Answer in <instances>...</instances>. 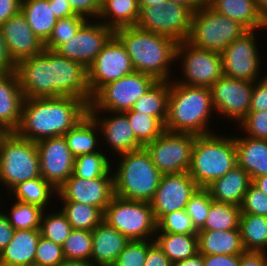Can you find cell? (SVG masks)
<instances>
[{
  "label": "cell",
  "mask_w": 267,
  "mask_h": 266,
  "mask_svg": "<svg viewBox=\"0 0 267 266\" xmlns=\"http://www.w3.org/2000/svg\"><path fill=\"white\" fill-rule=\"evenodd\" d=\"M89 103L71 96L24 98L15 133L32 142L64 136L88 114Z\"/></svg>",
  "instance_id": "obj_1"
},
{
  "label": "cell",
  "mask_w": 267,
  "mask_h": 266,
  "mask_svg": "<svg viewBox=\"0 0 267 266\" xmlns=\"http://www.w3.org/2000/svg\"><path fill=\"white\" fill-rule=\"evenodd\" d=\"M114 35L125 46L135 72L151 75L157 81H171L176 76L173 67L177 71L178 42L173 38L137 26L116 29Z\"/></svg>",
  "instance_id": "obj_2"
},
{
  "label": "cell",
  "mask_w": 267,
  "mask_h": 266,
  "mask_svg": "<svg viewBox=\"0 0 267 266\" xmlns=\"http://www.w3.org/2000/svg\"><path fill=\"white\" fill-rule=\"evenodd\" d=\"M214 115L210 88L188 86L174 79L170 81L165 130L196 136L210 134L216 132L211 128L213 121L218 124Z\"/></svg>",
  "instance_id": "obj_3"
},
{
  "label": "cell",
  "mask_w": 267,
  "mask_h": 266,
  "mask_svg": "<svg viewBox=\"0 0 267 266\" xmlns=\"http://www.w3.org/2000/svg\"><path fill=\"white\" fill-rule=\"evenodd\" d=\"M112 158L115 160H112L115 196L126 200L150 202L159 186L162 174L152 162L146 148Z\"/></svg>",
  "instance_id": "obj_4"
},
{
  "label": "cell",
  "mask_w": 267,
  "mask_h": 266,
  "mask_svg": "<svg viewBox=\"0 0 267 266\" xmlns=\"http://www.w3.org/2000/svg\"><path fill=\"white\" fill-rule=\"evenodd\" d=\"M219 132L195 138L188 173L199 187L206 188L237 165L234 134Z\"/></svg>",
  "instance_id": "obj_5"
},
{
  "label": "cell",
  "mask_w": 267,
  "mask_h": 266,
  "mask_svg": "<svg viewBox=\"0 0 267 266\" xmlns=\"http://www.w3.org/2000/svg\"><path fill=\"white\" fill-rule=\"evenodd\" d=\"M36 142L9 132L0 145V186L7 194L19 183L40 177Z\"/></svg>",
  "instance_id": "obj_6"
},
{
  "label": "cell",
  "mask_w": 267,
  "mask_h": 266,
  "mask_svg": "<svg viewBox=\"0 0 267 266\" xmlns=\"http://www.w3.org/2000/svg\"><path fill=\"white\" fill-rule=\"evenodd\" d=\"M247 31L239 22L217 13L206 4L193 14L187 42L198 49L221 53Z\"/></svg>",
  "instance_id": "obj_7"
},
{
  "label": "cell",
  "mask_w": 267,
  "mask_h": 266,
  "mask_svg": "<svg viewBox=\"0 0 267 266\" xmlns=\"http://www.w3.org/2000/svg\"><path fill=\"white\" fill-rule=\"evenodd\" d=\"M103 221L133 240H154L157 222L150 202L114 196L104 211Z\"/></svg>",
  "instance_id": "obj_8"
},
{
  "label": "cell",
  "mask_w": 267,
  "mask_h": 266,
  "mask_svg": "<svg viewBox=\"0 0 267 266\" xmlns=\"http://www.w3.org/2000/svg\"><path fill=\"white\" fill-rule=\"evenodd\" d=\"M263 30L267 31V29L248 30L221 52L223 76L256 82L267 74V69L266 73L263 70L266 65L263 63L264 54H261L263 52L259 49L260 43L257 37L259 36L257 33Z\"/></svg>",
  "instance_id": "obj_9"
},
{
  "label": "cell",
  "mask_w": 267,
  "mask_h": 266,
  "mask_svg": "<svg viewBox=\"0 0 267 266\" xmlns=\"http://www.w3.org/2000/svg\"><path fill=\"white\" fill-rule=\"evenodd\" d=\"M177 63V70L181 68L182 74H179L180 78L177 75L173 79L180 84L210 88L223 76L221 53L198 49L187 41L178 42Z\"/></svg>",
  "instance_id": "obj_10"
},
{
  "label": "cell",
  "mask_w": 267,
  "mask_h": 266,
  "mask_svg": "<svg viewBox=\"0 0 267 266\" xmlns=\"http://www.w3.org/2000/svg\"><path fill=\"white\" fill-rule=\"evenodd\" d=\"M157 80L148 74L133 72L103 85L93 96L88 111L125 112Z\"/></svg>",
  "instance_id": "obj_11"
},
{
  "label": "cell",
  "mask_w": 267,
  "mask_h": 266,
  "mask_svg": "<svg viewBox=\"0 0 267 266\" xmlns=\"http://www.w3.org/2000/svg\"><path fill=\"white\" fill-rule=\"evenodd\" d=\"M194 12L178 3L167 2L144 7L140 11L137 27L173 38L177 42L187 41L192 28Z\"/></svg>",
  "instance_id": "obj_12"
},
{
  "label": "cell",
  "mask_w": 267,
  "mask_h": 266,
  "mask_svg": "<svg viewBox=\"0 0 267 266\" xmlns=\"http://www.w3.org/2000/svg\"><path fill=\"white\" fill-rule=\"evenodd\" d=\"M196 135L165 130L145 146L162 175L188 172Z\"/></svg>",
  "instance_id": "obj_13"
},
{
  "label": "cell",
  "mask_w": 267,
  "mask_h": 266,
  "mask_svg": "<svg viewBox=\"0 0 267 266\" xmlns=\"http://www.w3.org/2000/svg\"><path fill=\"white\" fill-rule=\"evenodd\" d=\"M210 90L217 120L223 118L236 127L249 113L253 82L222 76Z\"/></svg>",
  "instance_id": "obj_14"
},
{
  "label": "cell",
  "mask_w": 267,
  "mask_h": 266,
  "mask_svg": "<svg viewBox=\"0 0 267 266\" xmlns=\"http://www.w3.org/2000/svg\"><path fill=\"white\" fill-rule=\"evenodd\" d=\"M88 86L93 96L103 85L134 72L125 46L114 35L87 68Z\"/></svg>",
  "instance_id": "obj_15"
},
{
  "label": "cell",
  "mask_w": 267,
  "mask_h": 266,
  "mask_svg": "<svg viewBox=\"0 0 267 266\" xmlns=\"http://www.w3.org/2000/svg\"><path fill=\"white\" fill-rule=\"evenodd\" d=\"M113 36L114 30L102 22L88 20L74 37L63 43L56 51L88 68Z\"/></svg>",
  "instance_id": "obj_16"
},
{
  "label": "cell",
  "mask_w": 267,
  "mask_h": 266,
  "mask_svg": "<svg viewBox=\"0 0 267 266\" xmlns=\"http://www.w3.org/2000/svg\"><path fill=\"white\" fill-rule=\"evenodd\" d=\"M114 193V176L85 179L73 174L57 189L56 201H73L95 206L103 213Z\"/></svg>",
  "instance_id": "obj_17"
},
{
  "label": "cell",
  "mask_w": 267,
  "mask_h": 266,
  "mask_svg": "<svg viewBox=\"0 0 267 266\" xmlns=\"http://www.w3.org/2000/svg\"><path fill=\"white\" fill-rule=\"evenodd\" d=\"M52 97L71 96L86 100L92 96L88 86V70L80 62L51 50Z\"/></svg>",
  "instance_id": "obj_18"
},
{
  "label": "cell",
  "mask_w": 267,
  "mask_h": 266,
  "mask_svg": "<svg viewBox=\"0 0 267 266\" xmlns=\"http://www.w3.org/2000/svg\"><path fill=\"white\" fill-rule=\"evenodd\" d=\"M88 113L100 128L102 149L105 148V152H108L110 157L143 148L124 112L88 111Z\"/></svg>",
  "instance_id": "obj_19"
},
{
  "label": "cell",
  "mask_w": 267,
  "mask_h": 266,
  "mask_svg": "<svg viewBox=\"0 0 267 266\" xmlns=\"http://www.w3.org/2000/svg\"><path fill=\"white\" fill-rule=\"evenodd\" d=\"M198 188L188 172L162 175L154 197L150 201L156 222L168 213L185 209Z\"/></svg>",
  "instance_id": "obj_20"
},
{
  "label": "cell",
  "mask_w": 267,
  "mask_h": 266,
  "mask_svg": "<svg viewBox=\"0 0 267 266\" xmlns=\"http://www.w3.org/2000/svg\"><path fill=\"white\" fill-rule=\"evenodd\" d=\"M40 175L56 190L73 174L74 159L64 136L36 142Z\"/></svg>",
  "instance_id": "obj_21"
},
{
  "label": "cell",
  "mask_w": 267,
  "mask_h": 266,
  "mask_svg": "<svg viewBox=\"0 0 267 266\" xmlns=\"http://www.w3.org/2000/svg\"><path fill=\"white\" fill-rule=\"evenodd\" d=\"M15 72L24 98L52 97L51 50L21 60Z\"/></svg>",
  "instance_id": "obj_22"
},
{
  "label": "cell",
  "mask_w": 267,
  "mask_h": 266,
  "mask_svg": "<svg viewBox=\"0 0 267 266\" xmlns=\"http://www.w3.org/2000/svg\"><path fill=\"white\" fill-rule=\"evenodd\" d=\"M1 29L10 56L16 64L44 50V42L32 31L21 11L2 24Z\"/></svg>",
  "instance_id": "obj_23"
},
{
  "label": "cell",
  "mask_w": 267,
  "mask_h": 266,
  "mask_svg": "<svg viewBox=\"0 0 267 266\" xmlns=\"http://www.w3.org/2000/svg\"><path fill=\"white\" fill-rule=\"evenodd\" d=\"M24 96L16 72L0 73V126L15 132L20 124Z\"/></svg>",
  "instance_id": "obj_24"
},
{
  "label": "cell",
  "mask_w": 267,
  "mask_h": 266,
  "mask_svg": "<svg viewBox=\"0 0 267 266\" xmlns=\"http://www.w3.org/2000/svg\"><path fill=\"white\" fill-rule=\"evenodd\" d=\"M92 240L91 263L93 266H112L130 241L105 221L92 230Z\"/></svg>",
  "instance_id": "obj_25"
},
{
  "label": "cell",
  "mask_w": 267,
  "mask_h": 266,
  "mask_svg": "<svg viewBox=\"0 0 267 266\" xmlns=\"http://www.w3.org/2000/svg\"><path fill=\"white\" fill-rule=\"evenodd\" d=\"M251 183L249 173L236 165L223 177L215 179L206 188L214 201L241 207L245 193Z\"/></svg>",
  "instance_id": "obj_26"
},
{
  "label": "cell",
  "mask_w": 267,
  "mask_h": 266,
  "mask_svg": "<svg viewBox=\"0 0 267 266\" xmlns=\"http://www.w3.org/2000/svg\"><path fill=\"white\" fill-rule=\"evenodd\" d=\"M234 134L237 165L249 173L251 180L267 175V140Z\"/></svg>",
  "instance_id": "obj_27"
},
{
  "label": "cell",
  "mask_w": 267,
  "mask_h": 266,
  "mask_svg": "<svg viewBox=\"0 0 267 266\" xmlns=\"http://www.w3.org/2000/svg\"><path fill=\"white\" fill-rule=\"evenodd\" d=\"M40 230H15L12 240L0 252V266H30L35 264Z\"/></svg>",
  "instance_id": "obj_28"
},
{
  "label": "cell",
  "mask_w": 267,
  "mask_h": 266,
  "mask_svg": "<svg viewBox=\"0 0 267 266\" xmlns=\"http://www.w3.org/2000/svg\"><path fill=\"white\" fill-rule=\"evenodd\" d=\"M207 5L217 13L239 22L247 30L267 29V21L254 0H207Z\"/></svg>",
  "instance_id": "obj_29"
},
{
  "label": "cell",
  "mask_w": 267,
  "mask_h": 266,
  "mask_svg": "<svg viewBox=\"0 0 267 266\" xmlns=\"http://www.w3.org/2000/svg\"><path fill=\"white\" fill-rule=\"evenodd\" d=\"M64 137L74 157L95 153L102 149L100 128L89 113L71 128Z\"/></svg>",
  "instance_id": "obj_30"
},
{
  "label": "cell",
  "mask_w": 267,
  "mask_h": 266,
  "mask_svg": "<svg viewBox=\"0 0 267 266\" xmlns=\"http://www.w3.org/2000/svg\"><path fill=\"white\" fill-rule=\"evenodd\" d=\"M197 236L202 255H241L244 252L239 229L198 231Z\"/></svg>",
  "instance_id": "obj_31"
},
{
  "label": "cell",
  "mask_w": 267,
  "mask_h": 266,
  "mask_svg": "<svg viewBox=\"0 0 267 266\" xmlns=\"http://www.w3.org/2000/svg\"><path fill=\"white\" fill-rule=\"evenodd\" d=\"M6 198L34 204L44 210L49 208L54 209L58 206L52 204L53 202L56 203L55 198H57V190L42 176L19 183L7 194Z\"/></svg>",
  "instance_id": "obj_32"
},
{
  "label": "cell",
  "mask_w": 267,
  "mask_h": 266,
  "mask_svg": "<svg viewBox=\"0 0 267 266\" xmlns=\"http://www.w3.org/2000/svg\"><path fill=\"white\" fill-rule=\"evenodd\" d=\"M140 17L138 0H104L97 18L112 30L136 26Z\"/></svg>",
  "instance_id": "obj_33"
},
{
  "label": "cell",
  "mask_w": 267,
  "mask_h": 266,
  "mask_svg": "<svg viewBox=\"0 0 267 266\" xmlns=\"http://www.w3.org/2000/svg\"><path fill=\"white\" fill-rule=\"evenodd\" d=\"M21 12L32 31L45 42L57 22L52 5H49V0H22Z\"/></svg>",
  "instance_id": "obj_34"
},
{
  "label": "cell",
  "mask_w": 267,
  "mask_h": 266,
  "mask_svg": "<svg viewBox=\"0 0 267 266\" xmlns=\"http://www.w3.org/2000/svg\"><path fill=\"white\" fill-rule=\"evenodd\" d=\"M170 81H156L133 105L132 110L156 117L164 126L168 118Z\"/></svg>",
  "instance_id": "obj_35"
},
{
  "label": "cell",
  "mask_w": 267,
  "mask_h": 266,
  "mask_svg": "<svg viewBox=\"0 0 267 266\" xmlns=\"http://www.w3.org/2000/svg\"><path fill=\"white\" fill-rule=\"evenodd\" d=\"M154 242L172 263L188 259L199 252L197 234L156 233Z\"/></svg>",
  "instance_id": "obj_36"
},
{
  "label": "cell",
  "mask_w": 267,
  "mask_h": 266,
  "mask_svg": "<svg viewBox=\"0 0 267 266\" xmlns=\"http://www.w3.org/2000/svg\"><path fill=\"white\" fill-rule=\"evenodd\" d=\"M239 230L244 251L267 253V217L241 213Z\"/></svg>",
  "instance_id": "obj_37"
},
{
  "label": "cell",
  "mask_w": 267,
  "mask_h": 266,
  "mask_svg": "<svg viewBox=\"0 0 267 266\" xmlns=\"http://www.w3.org/2000/svg\"><path fill=\"white\" fill-rule=\"evenodd\" d=\"M62 207L60 210L66 215L73 229L92 231L104 217V213L95 206L73 201H56Z\"/></svg>",
  "instance_id": "obj_38"
},
{
  "label": "cell",
  "mask_w": 267,
  "mask_h": 266,
  "mask_svg": "<svg viewBox=\"0 0 267 266\" xmlns=\"http://www.w3.org/2000/svg\"><path fill=\"white\" fill-rule=\"evenodd\" d=\"M241 207L213 201L204 226L199 231H226L239 229Z\"/></svg>",
  "instance_id": "obj_39"
},
{
  "label": "cell",
  "mask_w": 267,
  "mask_h": 266,
  "mask_svg": "<svg viewBox=\"0 0 267 266\" xmlns=\"http://www.w3.org/2000/svg\"><path fill=\"white\" fill-rule=\"evenodd\" d=\"M101 149L95 153L82 154L74 159L73 175L85 179L102 177L113 174L112 158Z\"/></svg>",
  "instance_id": "obj_40"
},
{
  "label": "cell",
  "mask_w": 267,
  "mask_h": 266,
  "mask_svg": "<svg viewBox=\"0 0 267 266\" xmlns=\"http://www.w3.org/2000/svg\"><path fill=\"white\" fill-rule=\"evenodd\" d=\"M43 212L44 209L37 205L14 201V199L9 210L3 208V213L15 230H40Z\"/></svg>",
  "instance_id": "obj_41"
},
{
  "label": "cell",
  "mask_w": 267,
  "mask_h": 266,
  "mask_svg": "<svg viewBox=\"0 0 267 266\" xmlns=\"http://www.w3.org/2000/svg\"><path fill=\"white\" fill-rule=\"evenodd\" d=\"M56 209L44 210L40 223V234L42 237L62 246L73 228L60 208L59 210L58 207Z\"/></svg>",
  "instance_id": "obj_42"
},
{
  "label": "cell",
  "mask_w": 267,
  "mask_h": 266,
  "mask_svg": "<svg viewBox=\"0 0 267 266\" xmlns=\"http://www.w3.org/2000/svg\"><path fill=\"white\" fill-rule=\"evenodd\" d=\"M124 113L127 115L138 142L143 147L165 131V126L156 117L149 116L143 112L133 111L132 109Z\"/></svg>",
  "instance_id": "obj_43"
},
{
  "label": "cell",
  "mask_w": 267,
  "mask_h": 266,
  "mask_svg": "<svg viewBox=\"0 0 267 266\" xmlns=\"http://www.w3.org/2000/svg\"><path fill=\"white\" fill-rule=\"evenodd\" d=\"M92 231L73 229L62 245L65 259L91 262Z\"/></svg>",
  "instance_id": "obj_44"
},
{
  "label": "cell",
  "mask_w": 267,
  "mask_h": 266,
  "mask_svg": "<svg viewBox=\"0 0 267 266\" xmlns=\"http://www.w3.org/2000/svg\"><path fill=\"white\" fill-rule=\"evenodd\" d=\"M87 21V18L77 14L57 19L51 35L44 42V48L56 51L63 43L74 37Z\"/></svg>",
  "instance_id": "obj_45"
},
{
  "label": "cell",
  "mask_w": 267,
  "mask_h": 266,
  "mask_svg": "<svg viewBox=\"0 0 267 266\" xmlns=\"http://www.w3.org/2000/svg\"><path fill=\"white\" fill-rule=\"evenodd\" d=\"M213 201L209 190L199 187L186 204V213L198 231L204 226Z\"/></svg>",
  "instance_id": "obj_46"
},
{
  "label": "cell",
  "mask_w": 267,
  "mask_h": 266,
  "mask_svg": "<svg viewBox=\"0 0 267 266\" xmlns=\"http://www.w3.org/2000/svg\"><path fill=\"white\" fill-rule=\"evenodd\" d=\"M156 233L197 234L198 230L186 210L182 209L164 215L157 222Z\"/></svg>",
  "instance_id": "obj_47"
},
{
  "label": "cell",
  "mask_w": 267,
  "mask_h": 266,
  "mask_svg": "<svg viewBox=\"0 0 267 266\" xmlns=\"http://www.w3.org/2000/svg\"><path fill=\"white\" fill-rule=\"evenodd\" d=\"M235 129L253 139L267 140V110L249 112Z\"/></svg>",
  "instance_id": "obj_48"
},
{
  "label": "cell",
  "mask_w": 267,
  "mask_h": 266,
  "mask_svg": "<svg viewBox=\"0 0 267 266\" xmlns=\"http://www.w3.org/2000/svg\"><path fill=\"white\" fill-rule=\"evenodd\" d=\"M148 240L129 241L112 266H144Z\"/></svg>",
  "instance_id": "obj_49"
},
{
  "label": "cell",
  "mask_w": 267,
  "mask_h": 266,
  "mask_svg": "<svg viewBox=\"0 0 267 266\" xmlns=\"http://www.w3.org/2000/svg\"><path fill=\"white\" fill-rule=\"evenodd\" d=\"M64 259L61 245L40 236L36 248L35 264L41 266H57Z\"/></svg>",
  "instance_id": "obj_50"
},
{
  "label": "cell",
  "mask_w": 267,
  "mask_h": 266,
  "mask_svg": "<svg viewBox=\"0 0 267 266\" xmlns=\"http://www.w3.org/2000/svg\"><path fill=\"white\" fill-rule=\"evenodd\" d=\"M241 213L255 214L267 217V195H265L253 183L250 184L245 193L241 205Z\"/></svg>",
  "instance_id": "obj_51"
},
{
  "label": "cell",
  "mask_w": 267,
  "mask_h": 266,
  "mask_svg": "<svg viewBox=\"0 0 267 266\" xmlns=\"http://www.w3.org/2000/svg\"><path fill=\"white\" fill-rule=\"evenodd\" d=\"M71 9L77 15H81L88 20H97L102 2L100 0H66Z\"/></svg>",
  "instance_id": "obj_52"
},
{
  "label": "cell",
  "mask_w": 267,
  "mask_h": 266,
  "mask_svg": "<svg viewBox=\"0 0 267 266\" xmlns=\"http://www.w3.org/2000/svg\"><path fill=\"white\" fill-rule=\"evenodd\" d=\"M267 110V74L260 80L253 82V91L249 112Z\"/></svg>",
  "instance_id": "obj_53"
},
{
  "label": "cell",
  "mask_w": 267,
  "mask_h": 266,
  "mask_svg": "<svg viewBox=\"0 0 267 266\" xmlns=\"http://www.w3.org/2000/svg\"><path fill=\"white\" fill-rule=\"evenodd\" d=\"M144 266H173V263L154 240H148V252Z\"/></svg>",
  "instance_id": "obj_54"
},
{
  "label": "cell",
  "mask_w": 267,
  "mask_h": 266,
  "mask_svg": "<svg viewBox=\"0 0 267 266\" xmlns=\"http://www.w3.org/2000/svg\"><path fill=\"white\" fill-rule=\"evenodd\" d=\"M241 255H203V266H239Z\"/></svg>",
  "instance_id": "obj_55"
},
{
  "label": "cell",
  "mask_w": 267,
  "mask_h": 266,
  "mask_svg": "<svg viewBox=\"0 0 267 266\" xmlns=\"http://www.w3.org/2000/svg\"><path fill=\"white\" fill-rule=\"evenodd\" d=\"M16 71V63L13 61L0 26V73H11Z\"/></svg>",
  "instance_id": "obj_56"
},
{
  "label": "cell",
  "mask_w": 267,
  "mask_h": 266,
  "mask_svg": "<svg viewBox=\"0 0 267 266\" xmlns=\"http://www.w3.org/2000/svg\"><path fill=\"white\" fill-rule=\"evenodd\" d=\"M4 199H0V252L12 240L15 229L10 225L6 215L1 210Z\"/></svg>",
  "instance_id": "obj_57"
},
{
  "label": "cell",
  "mask_w": 267,
  "mask_h": 266,
  "mask_svg": "<svg viewBox=\"0 0 267 266\" xmlns=\"http://www.w3.org/2000/svg\"><path fill=\"white\" fill-rule=\"evenodd\" d=\"M22 0H0V26L21 11Z\"/></svg>",
  "instance_id": "obj_58"
},
{
  "label": "cell",
  "mask_w": 267,
  "mask_h": 266,
  "mask_svg": "<svg viewBox=\"0 0 267 266\" xmlns=\"http://www.w3.org/2000/svg\"><path fill=\"white\" fill-rule=\"evenodd\" d=\"M239 266H267V253L244 251L240 256Z\"/></svg>",
  "instance_id": "obj_59"
},
{
  "label": "cell",
  "mask_w": 267,
  "mask_h": 266,
  "mask_svg": "<svg viewBox=\"0 0 267 266\" xmlns=\"http://www.w3.org/2000/svg\"><path fill=\"white\" fill-rule=\"evenodd\" d=\"M49 5H52L54 15L57 19L76 15L66 0H49Z\"/></svg>",
  "instance_id": "obj_60"
},
{
  "label": "cell",
  "mask_w": 267,
  "mask_h": 266,
  "mask_svg": "<svg viewBox=\"0 0 267 266\" xmlns=\"http://www.w3.org/2000/svg\"><path fill=\"white\" fill-rule=\"evenodd\" d=\"M172 3H178L191 9L194 13L207 4V0H169Z\"/></svg>",
  "instance_id": "obj_61"
},
{
  "label": "cell",
  "mask_w": 267,
  "mask_h": 266,
  "mask_svg": "<svg viewBox=\"0 0 267 266\" xmlns=\"http://www.w3.org/2000/svg\"><path fill=\"white\" fill-rule=\"evenodd\" d=\"M173 266H203V255L198 252L188 259L173 263Z\"/></svg>",
  "instance_id": "obj_62"
},
{
  "label": "cell",
  "mask_w": 267,
  "mask_h": 266,
  "mask_svg": "<svg viewBox=\"0 0 267 266\" xmlns=\"http://www.w3.org/2000/svg\"><path fill=\"white\" fill-rule=\"evenodd\" d=\"M252 183L267 195V175L254 178Z\"/></svg>",
  "instance_id": "obj_63"
},
{
  "label": "cell",
  "mask_w": 267,
  "mask_h": 266,
  "mask_svg": "<svg viewBox=\"0 0 267 266\" xmlns=\"http://www.w3.org/2000/svg\"><path fill=\"white\" fill-rule=\"evenodd\" d=\"M57 266H93V264L88 261L64 259Z\"/></svg>",
  "instance_id": "obj_64"
},
{
  "label": "cell",
  "mask_w": 267,
  "mask_h": 266,
  "mask_svg": "<svg viewBox=\"0 0 267 266\" xmlns=\"http://www.w3.org/2000/svg\"><path fill=\"white\" fill-rule=\"evenodd\" d=\"M169 2V0H138L140 11L144 7H149L155 4H158V6H163V4Z\"/></svg>",
  "instance_id": "obj_65"
},
{
  "label": "cell",
  "mask_w": 267,
  "mask_h": 266,
  "mask_svg": "<svg viewBox=\"0 0 267 266\" xmlns=\"http://www.w3.org/2000/svg\"><path fill=\"white\" fill-rule=\"evenodd\" d=\"M254 2L260 14L267 21V0H254Z\"/></svg>",
  "instance_id": "obj_66"
},
{
  "label": "cell",
  "mask_w": 267,
  "mask_h": 266,
  "mask_svg": "<svg viewBox=\"0 0 267 266\" xmlns=\"http://www.w3.org/2000/svg\"><path fill=\"white\" fill-rule=\"evenodd\" d=\"M9 132L6 131L2 126H0V145L3 140V138L8 134Z\"/></svg>",
  "instance_id": "obj_67"
},
{
  "label": "cell",
  "mask_w": 267,
  "mask_h": 266,
  "mask_svg": "<svg viewBox=\"0 0 267 266\" xmlns=\"http://www.w3.org/2000/svg\"><path fill=\"white\" fill-rule=\"evenodd\" d=\"M30 266H41V265H37V264H31Z\"/></svg>",
  "instance_id": "obj_68"
}]
</instances>
